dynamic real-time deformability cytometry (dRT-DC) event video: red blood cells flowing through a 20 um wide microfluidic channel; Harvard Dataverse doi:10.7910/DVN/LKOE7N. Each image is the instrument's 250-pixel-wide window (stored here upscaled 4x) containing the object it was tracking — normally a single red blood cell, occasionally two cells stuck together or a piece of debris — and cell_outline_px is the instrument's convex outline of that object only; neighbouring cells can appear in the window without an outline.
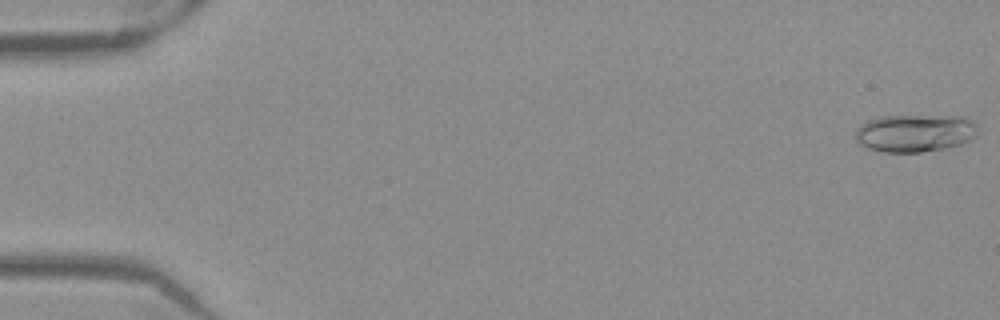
{"species": "Egyptian fruit bat (a non-hibernating species)", "species_latin": "Rousettus aegyptiacus", "temperature_condition": "warm", "stored_images_in_passage": 52, "camera_frame_rate_fps": 3000, "um_per_image_px": 0.085, "frame": {"image": 1, "passage_image": 1, "time_ms": 0.0, "image_size_px": [1000, 320], "cell_outline_px": [[976, 136], [960, 144], [944, 148], [920, 152], [884, 152], [868, 148], [860, 144], [856, 140], [856, 128], [860, 124], [868, 120], [880, 116], [968, 116], [976, 124]], "centroid_in_image_um": [77.76, 11.3], "position_along_channel_um": 7.2, "area_um2": 26.88}}
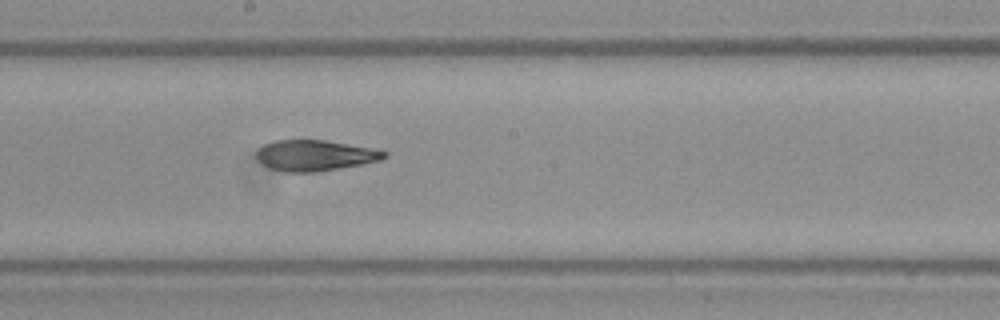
{"frame": {"image": 2, "passage_image": 29, "time_ms": 9.333, "image_size_px": [1000, 320], "cell_outline_px": [[388, 156], [380, 160], [364, 164], [316, 172], [284, 172], [268, 168], [256, 156], [256, 152], [264, 144], [276, 140], [324, 140], [372, 148], [388, 152]], "centroid_in_image_um": [26.79, 13.22], "position_along_channel_um": 221.4, "area_um2": 22.89}}
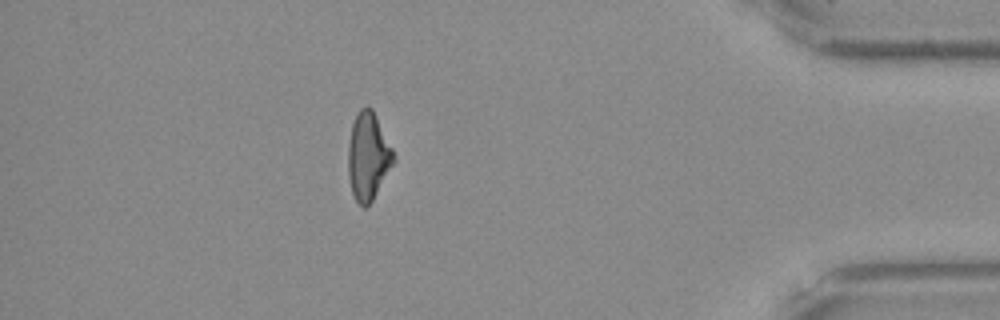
{"frame": {"image": 3, "passage_image": 46, "time_ms": 15.0, "image_size_px": [1000, 320], "cell_outline_px": [[396, 160], [372, 200], [364, 208], [356, 200], [352, 192], [348, 176], [348, 144], [352, 124], [360, 108], [372, 108], [396, 156]], "centroid_in_image_um": [31.29, 13.29], "position_along_channel_um": 403.9, "area_um2": 22.95}, "authors_computed_cell_mechanics": {"area_um2": 23.3801, "velocity_mm_per_s": 3.9724, "shape_relaxation_time_tau1_ms": null, "shape_relaxation_time_tau2_ms": 2.8818, "deformation_change_tau1": null, "deformation_change_tau2": 0.1101}}